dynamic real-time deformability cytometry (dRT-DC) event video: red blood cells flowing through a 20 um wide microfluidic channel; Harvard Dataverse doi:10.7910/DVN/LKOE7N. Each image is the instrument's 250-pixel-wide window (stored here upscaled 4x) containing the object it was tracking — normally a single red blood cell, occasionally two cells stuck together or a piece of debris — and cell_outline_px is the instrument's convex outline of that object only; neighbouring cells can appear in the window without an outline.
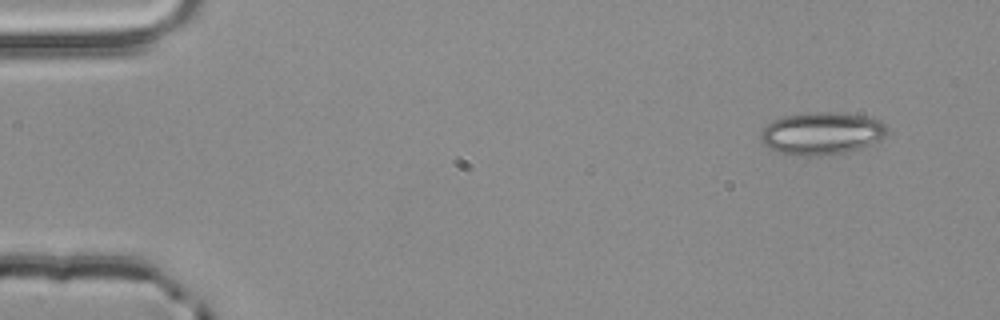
{"species": "common noctule bat (a hibernating species)", "species_latin": "Nyctalus noctula", "temperature_condition": "room temperature", "stored_images_in_passage": 4, "camera_frame_rate_fps": 3000, "um_per_image_px": 0.085, "animal": {"sex": "male", "body_mass_g": 20.4}, "frame": {"image": 1, "passage_image": 1, "time_ms": 0.0, "image_size_px": [1000, 320], "cell_outline_px": [[888, 132], [880, 140], [860, 148], [844, 152], [820, 156], [792, 156], [780, 152], [772, 148], [760, 140], [760, 132], [772, 120], [784, 116], [804, 112], [836, 112], [864, 116], [880, 120], [888, 128]], "centroid_in_image_um": [69.84, 11.33], "position_along_channel_um": 15.2, "area_um2": 31.39}}